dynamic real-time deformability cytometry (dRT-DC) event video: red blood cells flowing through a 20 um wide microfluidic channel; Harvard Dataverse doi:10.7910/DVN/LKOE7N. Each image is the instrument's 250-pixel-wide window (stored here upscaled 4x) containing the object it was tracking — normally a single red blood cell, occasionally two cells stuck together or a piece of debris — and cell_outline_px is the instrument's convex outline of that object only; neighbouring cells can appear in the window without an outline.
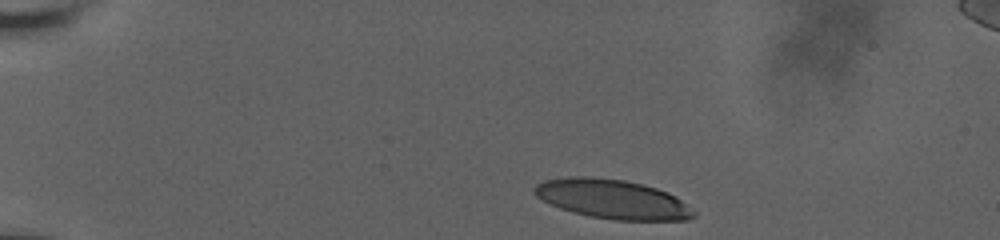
{"species": "human", "species_latin": "Homo sapiens", "temperature_condition": "room temperature", "stored_images_in_passage": 14, "camera_frame_rate_fps": 3000, "um_per_image_px": 0.085, "donor": {"sex": "male"}, "frame": {"image": 1, "passage_image": 1, "time_ms": 0.0, "image_size_px": [1000, 240], "cell_outline_px": [[696, 216], [688, 220], [612, 220], [588, 216], [572, 212], [560, 208], [536, 196], [532, 192], [532, 188], [536, 184], [544, 180], [568, 176], [584, 176], [624, 180], [644, 184], [668, 192], [676, 196], [696, 212]], "centroid_in_image_um": [52.06, 16.92], "position_along_channel_um": 32.9, "area_um2": 36.65}}
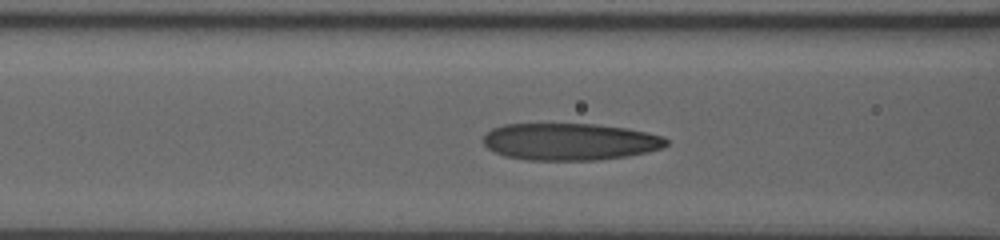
{"frame": {"image": 2, "passage_image": 11, "time_ms": 4.667, "image_size_px": [1000, 240], "cell_outline_px": [[668, 144], [660, 148], [648, 152], [628, 156], [596, 160], [528, 160], [504, 156], [488, 148], [484, 144], [484, 136], [492, 128], [504, 124], [596, 124], [628, 128], [664, 136], [668, 140]], "centroid_in_image_um": [48.46, 12.04], "position_along_channel_um": 118.1, "area_um2": 39.59}}
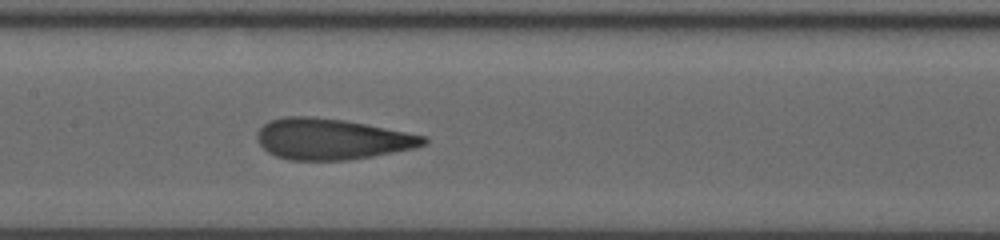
{"frame": {"image": 3, "passage_image": 14, "time_ms": 6.333, "image_size_px": [1000, 240], "cell_outline_px": [[428, 140], [424, 144], [416, 148], [372, 156], [348, 160], [288, 160], [276, 156], [268, 152], [256, 140], [256, 132], [268, 120], [284, 116], [312, 116], [344, 120], [428, 136]], "centroid_in_image_um": [28.17, 11.81], "position_along_channel_um": 179.2, "area_um2": 39.88}}